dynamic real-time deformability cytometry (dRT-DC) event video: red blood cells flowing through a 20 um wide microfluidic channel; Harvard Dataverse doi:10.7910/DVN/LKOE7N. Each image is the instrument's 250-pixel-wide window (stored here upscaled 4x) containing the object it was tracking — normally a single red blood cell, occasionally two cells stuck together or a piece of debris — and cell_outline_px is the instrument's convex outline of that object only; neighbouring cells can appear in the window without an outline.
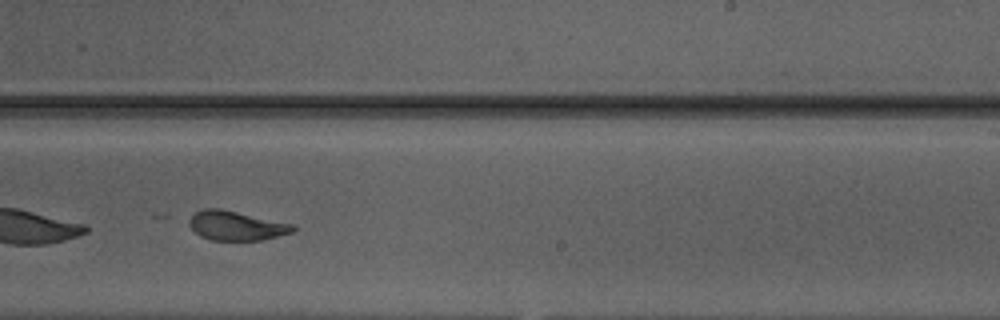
{"species": "Egyptian fruit bat (a non-hibernating species)", "species_latin": "Rousettus aegyptiacus", "temperature_condition": "warm", "stored_images_in_passage": 33, "camera_frame_rate_fps": 3000, "um_per_image_px": 0.085, "animal": {"sex": "male"}, "frame": {"image": 1, "passage_image": 15, "time_ms": 4.667, "image_size_px": [1000, 320], "cell_outline_px": [[296, 228], [292, 232], [260, 240], [208, 240], [200, 236], [188, 224], [188, 220], [196, 212], [204, 208], [220, 208], [296, 224]], "centroid_in_image_um": [20.08, 19.17], "position_along_channel_um": 268.9, "area_um2": 17.8}, "authors_computed_cell_mechanics": {"area_um2": 19.0162, "velocity_mm_per_s": 4.1837, "shape_relaxation_time_tau1_ms": 3.8872, "shape_relaxation_time_tau2_ms": 0.9362, "deformation_change_tau1": 0.1761, "deformation_change_tau2": 0.062}}